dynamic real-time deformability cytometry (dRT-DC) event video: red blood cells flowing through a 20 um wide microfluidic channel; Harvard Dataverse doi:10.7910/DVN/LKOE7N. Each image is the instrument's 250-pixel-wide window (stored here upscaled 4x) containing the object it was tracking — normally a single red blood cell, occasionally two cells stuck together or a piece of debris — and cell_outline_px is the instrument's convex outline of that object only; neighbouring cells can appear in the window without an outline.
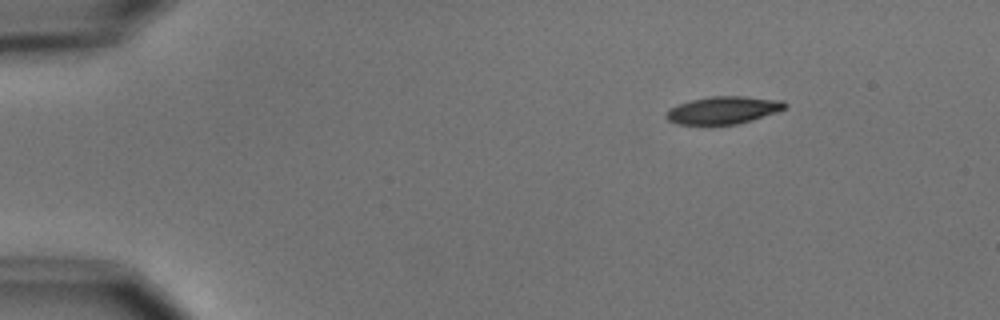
{"species": "common noctule bat (a hibernating species)", "species_latin": "Nyctalus noctula", "temperature_condition": "cold", "stored_images_in_passage": 5, "camera_frame_rate_fps": 3000, "um_per_image_px": 0.085, "animal": {"sex": "male", "body_mass_g": 15.6}, "frame": {"image": 1, "passage_image": 1, "time_ms": 0.0, "image_size_px": [1000, 320], "cell_outline_px": [[788, 104], [784, 108], [776, 112], [752, 120], [736, 124], [676, 124], [668, 120], [664, 116], [672, 108], [680, 104], [692, 100], [712, 96], [744, 96], [784, 100]], "centroid_in_image_um": [61.52, 9.36], "position_along_channel_um": 23.5, "area_um2": 18.79}}
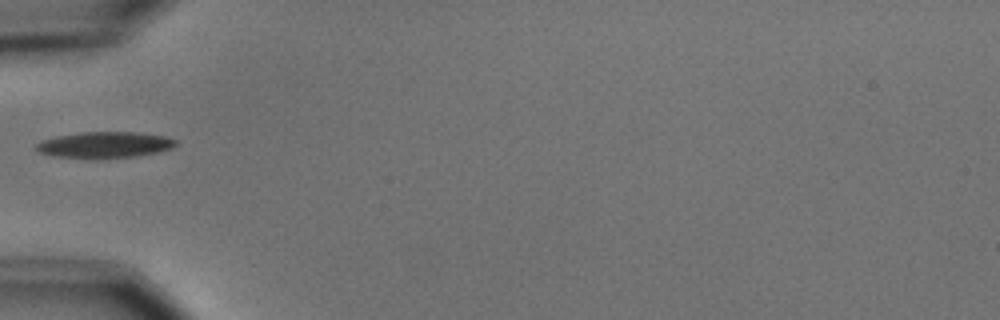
{"frame": {"image": 2, "passage_image": 4, "time_ms": 3.667, "image_size_px": [1000, 320], "cell_outline_px": [[176, 144], [172, 148], [160, 152], [136, 156], [52, 156], [40, 152], [36, 148], [36, 144], [40, 140], [56, 136], [80, 132], [136, 132], [164, 136], [176, 140]], "centroid_in_image_um": [8.92, 12.27], "position_along_channel_um": 76.1, "area_um2": 20.52}}
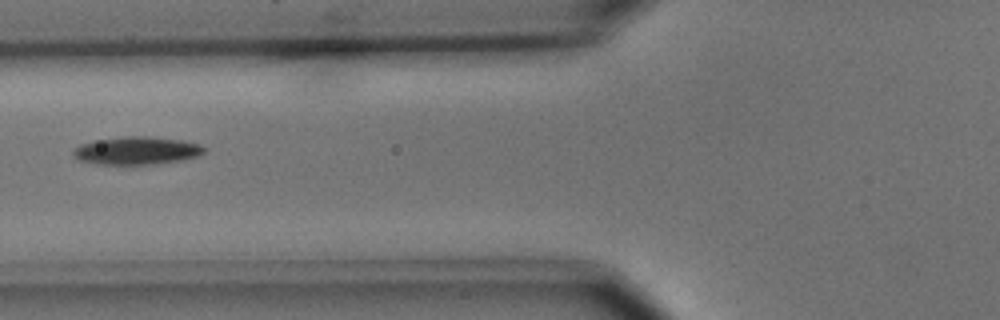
{"frame": {"image": 3, "passage_image": 5, "time_ms": 4.667, "image_size_px": [1000, 320], "cell_outline_px": [[208, 148], [200, 156], [184, 160], [152, 164], [96, 164], [80, 160], [72, 152], [80, 144], [92, 140], [124, 136], [144, 136], [180, 140], [200, 144]], "centroid_in_image_um": [11.66, 12.8], "position_along_channel_um": 114.1, "area_um2": 21.33}}